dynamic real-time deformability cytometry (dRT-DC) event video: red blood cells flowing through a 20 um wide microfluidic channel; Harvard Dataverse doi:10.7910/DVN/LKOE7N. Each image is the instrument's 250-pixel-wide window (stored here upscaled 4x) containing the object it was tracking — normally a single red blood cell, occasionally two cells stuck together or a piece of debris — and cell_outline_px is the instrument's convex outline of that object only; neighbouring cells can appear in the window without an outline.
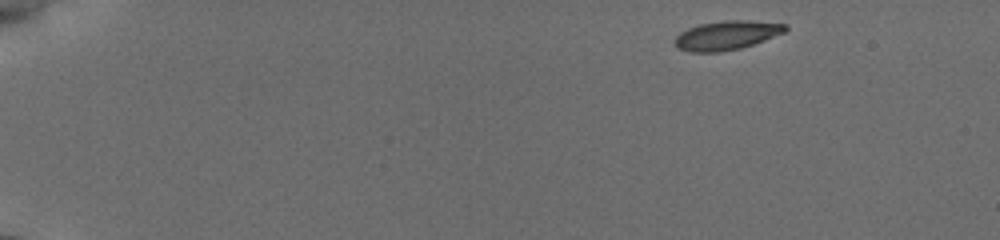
{"species": "common noctule bat (a hibernating species)", "species_latin": "Nyctalus noctula", "temperature_condition": "cold", "stored_images_in_passage": 28, "camera_frame_rate_fps": 3000, "um_per_image_px": 0.085, "animal": {"sex": "female", "body_mass_g": 19.5, "forearm_length_mm": 54.1}, "frame": {"image": 1, "passage_image": 1, "time_ms": 0.0, "image_size_px": [1000, 240], "cell_outline_px": [[788, 28], [784, 32], [764, 40], [740, 48], [720, 52], [688, 52], [676, 48], [672, 40], [680, 32], [688, 28], [700, 24], [724, 20], [748, 20], [788, 24]], "centroid_in_image_um": [61.72, 3.0], "position_along_channel_um": 23.3, "area_um2": 18.84}}
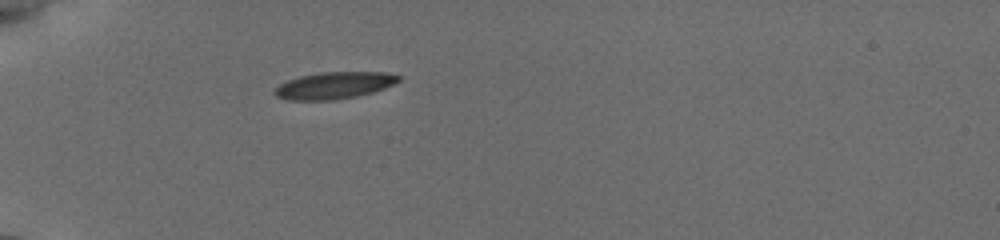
{"frame": {"image": 2, "passage_image": 27, "time_ms": 3.667, "image_size_px": [1000, 240], "cell_outline_px": [[400, 80], [384, 88], [372, 92], [356, 96], [332, 100], [288, 100], [276, 96], [272, 92], [280, 84], [288, 80], [300, 76], [320, 72], [384, 72], [400, 76]], "centroid_in_image_um": [28.37, 7.26], "position_along_channel_um": 56.6, "area_um2": 19.25}}